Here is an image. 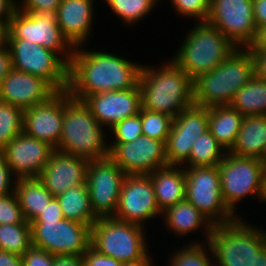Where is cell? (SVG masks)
Returning <instances> with one entry per match:
<instances>
[{
	"label": "cell",
	"instance_id": "cell-1",
	"mask_svg": "<svg viewBox=\"0 0 266 266\" xmlns=\"http://www.w3.org/2000/svg\"><path fill=\"white\" fill-rule=\"evenodd\" d=\"M93 48L84 45L74 48L68 69L67 91L71 97L83 101L95 93L130 90L139 86L143 64L115 51Z\"/></svg>",
	"mask_w": 266,
	"mask_h": 266
},
{
	"label": "cell",
	"instance_id": "cell-2",
	"mask_svg": "<svg viewBox=\"0 0 266 266\" xmlns=\"http://www.w3.org/2000/svg\"><path fill=\"white\" fill-rule=\"evenodd\" d=\"M159 65L143 63L139 87L142 108L175 118L194 104L193 80L171 58Z\"/></svg>",
	"mask_w": 266,
	"mask_h": 266
},
{
	"label": "cell",
	"instance_id": "cell-3",
	"mask_svg": "<svg viewBox=\"0 0 266 266\" xmlns=\"http://www.w3.org/2000/svg\"><path fill=\"white\" fill-rule=\"evenodd\" d=\"M107 132L82 100L64 91L62 132L55 150L89 161L109 157Z\"/></svg>",
	"mask_w": 266,
	"mask_h": 266
},
{
	"label": "cell",
	"instance_id": "cell-4",
	"mask_svg": "<svg viewBox=\"0 0 266 266\" xmlns=\"http://www.w3.org/2000/svg\"><path fill=\"white\" fill-rule=\"evenodd\" d=\"M253 76L250 51L236 48L221 64L193 81L194 104L205 108L228 106Z\"/></svg>",
	"mask_w": 266,
	"mask_h": 266
},
{
	"label": "cell",
	"instance_id": "cell-5",
	"mask_svg": "<svg viewBox=\"0 0 266 266\" xmlns=\"http://www.w3.org/2000/svg\"><path fill=\"white\" fill-rule=\"evenodd\" d=\"M193 24L170 58L194 81L221 64L237 47L207 22Z\"/></svg>",
	"mask_w": 266,
	"mask_h": 266
},
{
	"label": "cell",
	"instance_id": "cell-6",
	"mask_svg": "<svg viewBox=\"0 0 266 266\" xmlns=\"http://www.w3.org/2000/svg\"><path fill=\"white\" fill-rule=\"evenodd\" d=\"M243 217L214 225L209 237L217 266H252L253 259L266 246V230Z\"/></svg>",
	"mask_w": 266,
	"mask_h": 266
},
{
	"label": "cell",
	"instance_id": "cell-7",
	"mask_svg": "<svg viewBox=\"0 0 266 266\" xmlns=\"http://www.w3.org/2000/svg\"><path fill=\"white\" fill-rule=\"evenodd\" d=\"M146 229L114 217L98 218L91 226L90 246L125 265L137 263L151 253Z\"/></svg>",
	"mask_w": 266,
	"mask_h": 266
},
{
	"label": "cell",
	"instance_id": "cell-8",
	"mask_svg": "<svg viewBox=\"0 0 266 266\" xmlns=\"http://www.w3.org/2000/svg\"><path fill=\"white\" fill-rule=\"evenodd\" d=\"M218 169L222 197L228 208L237 217H244V214L240 212L242 210L239 209H241L240 204H243L246 200L249 203L252 199L259 200V204L261 203L263 164L259 159L240 157L227 152L224 159L218 164ZM239 205L240 208H238Z\"/></svg>",
	"mask_w": 266,
	"mask_h": 266
},
{
	"label": "cell",
	"instance_id": "cell-9",
	"mask_svg": "<svg viewBox=\"0 0 266 266\" xmlns=\"http://www.w3.org/2000/svg\"><path fill=\"white\" fill-rule=\"evenodd\" d=\"M184 169L186 200L214 225L227 224L238 218L222 197L218 166L184 167Z\"/></svg>",
	"mask_w": 266,
	"mask_h": 266
},
{
	"label": "cell",
	"instance_id": "cell-10",
	"mask_svg": "<svg viewBox=\"0 0 266 266\" xmlns=\"http://www.w3.org/2000/svg\"><path fill=\"white\" fill-rule=\"evenodd\" d=\"M12 68L46 80L57 92L68 88L69 65L54 51L23 39H7Z\"/></svg>",
	"mask_w": 266,
	"mask_h": 266
},
{
	"label": "cell",
	"instance_id": "cell-11",
	"mask_svg": "<svg viewBox=\"0 0 266 266\" xmlns=\"http://www.w3.org/2000/svg\"><path fill=\"white\" fill-rule=\"evenodd\" d=\"M7 39L29 40L56 52L68 65L74 47L62 35L53 13L14 11L7 27Z\"/></svg>",
	"mask_w": 266,
	"mask_h": 266
},
{
	"label": "cell",
	"instance_id": "cell-12",
	"mask_svg": "<svg viewBox=\"0 0 266 266\" xmlns=\"http://www.w3.org/2000/svg\"><path fill=\"white\" fill-rule=\"evenodd\" d=\"M32 246L53 255H83L90 247L91 227L76 221H33Z\"/></svg>",
	"mask_w": 266,
	"mask_h": 266
},
{
	"label": "cell",
	"instance_id": "cell-13",
	"mask_svg": "<svg viewBox=\"0 0 266 266\" xmlns=\"http://www.w3.org/2000/svg\"><path fill=\"white\" fill-rule=\"evenodd\" d=\"M207 23L237 48L251 47L257 38L253 0H210Z\"/></svg>",
	"mask_w": 266,
	"mask_h": 266
},
{
	"label": "cell",
	"instance_id": "cell-14",
	"mask_svg": "<svg viewBox=\"0 0 266 266\" xmlns=\"http://www.w3.org/2000/svg\"><path fill=\"white\" fill-rule=\"evenodd\" d=\"M125 172L110 158L90 160L86 185L97 218L114 217Z\"/></svg>",
	"mask_w": 266,
	"mask_h": 266
},
{
	"label": "cell",
	"instance_id": "cell-15",
	"mask_svg": "<svg viewBox=\"0 0 266 266\" xmlns=\"http://www.w3.org/2000/svg\"><path fill=\"white\" fill-rule=\"evenodd\" d=\"M161 217L162 211L157 205L150 176L126 175L121 185L114 218L146 228L151 223L150 220L153 223L156 218L158 223Z\"/></svg>",
	"mask_w": 266,
	"mask_h": 266
},
{
	"label": "cell",
	"instance_id": "cell-16",
	"mask_svg": "<svg viewBox=\"0 0 266 266\" xmlns=\"http://www.w3.org/2000/svg\"><path fill=\"white\" fill-rule=\"evenodd\" d=\"M109 157L126 175H148L168 166L165 143L140 136L129 143H108Z\"/></svg>",
	"mask_w": 266,
	"mask_h": 266
},
{
	"label": "cell",
	"instance_id": "cell-17",
	"mask_svg": "<svg viewBox=\"0 0 266 266\" xmlns=\"http://www.w3.org/2000/svg\"><path fill=\"white\" fill-rule=\"evenodd\" d=\"M208 116L209 108L193 104L173 119L165 144L168 165L182 166L189 159L192 145L208 131Z\"/></svg>",
	"mask_w": 266,
	"mask_h": 266
},
{
	"label": "cell",
	"instance_id": "cell-18",
	"mask_svg": "<svg viewBox=\"0 0 266 266\" xmlns=\"http://www.w3.org/2000/svg\"><path fill=\"white\" fill-rule=\"evenodd\" d=\"M83 102L96 120L109 131L118 122L139 113L141 90L138 86L130 90H116L95 93L87 96Z\"/></svg>",
	"mask_w": 266,
	"mask_h": 266
},
{
	"label": "cell",
	"instance_id": "cell-19",
	"mask_svg": "<svg viewBox=\"0 0 266 266\" xmlns=\"http://www.w3.org/2000/svg\"><path fill=\"white\" fill-rule=\"evenodd\" d=\"M63 117L64 91H59L47 102L24 110L23 133L56 149L62 132Z\"/></svg>",
	"mask_w": 266,
	"mask_h": 266
},
{
	"label": "cell",
	"instance_id": "cell-20",
	"mask_svg": "<svg viewBox=\"0 0 266 266\" xmlns=\"http://www.w3.org/2000/svg\"><path fill=\"white\" fill-rule=\"evenodd\" d=\"M54 150L48 143L21 133L3 152L11 172L17 179H22L38 177Z\"/></svg>",
	"mask_w": 266,
	"mask_h": 266
},
{
	"label": "cell",
	"instance_id": "cell-21",
	"mask_svg": "<svg viewBox=\"0 0 266 266\" xmlns=\"http://www.w3.org/2000/svg\"><path fill=\"white\" fill-rule=\"evenodd\" d=\"M95 0H62L55 13L62 35L75 48L90 44L97 16ZM97 7V8H96ZM95 23V24H94ZM88 43V44H87Z\"/></svg>",
	"mask_w": 266,
	"mask_h": 266
},
{
	"label": "cell",
	"instance_id": "cell-22",
	"mask_svg": "<svg viewBox=\"0 0 266 266\" xmlns=\"http://www.w3.org/2000/svg\"><path fill=\"white\" fill-rule=\"evenodd\" d=\"M57 91L44 79L12 69L1 81L0 101L23 111L47 102Z\"/></svg>",
	"mask_w": 266,
	"mask_h": 266
},
{
	"label": "cell",
	"instance_id": "cell-23",
	"mask_svg": "<svg viewBox=\"0 0 266 266\" xmlns=\"http://www.w3.org/2000/svg\"><path fill=\"white\" fill-rule=\"evenodd\" d=\"M88 163L83 157L54 150L37 178L56 197L72 187L86 185Z\"/></svg>",
	"mask_w": 266,
	"mask_h": 266
},
{
	"label": "cell",
	"instance_id": "cell-24",
	"mask_svg": "<svg viewBox=\"0 0 266 266\" xmlns=\"http://www.w3.org/2000/svg\"><path fill=\"white\" fill-rule=\"evenodd\" d=\"M161 219V222L163 221L162 223H164V230L168 234H174L173 236L177 237L176 240L178 239V242L176 245H178L179 240L182 238L185 239L187 236L190 238V235L195 240H191L192 238H190V242L188 240L189 238H187L188 243H206L209 241V237L214 228V224L186 199L167 207L162 212ZM195 233L198 235L197 238L194 237ZM199 235L202 239L205 238L202 240Z\"/></svg>",
	"mask_w": 266,
	"mask_h": 266
},
{
	"label": "cell",
	"instance_id": "cell-25",
	"mask_svg": "<svg viewBox=\"0 0 266 266\" xmlns=\"http://www.w3.org/2000/svg\"><path fill=\"white\" fill-rule=\"evenodd\" d=\"M148 175L154 186L157 205L162 212L186 199V176L183 166L168 165Z\"/></svg>",
	"mask_w": 266,
	"mask_h": 266
},
{
	"label": "cell",
	"instance_id": "cell-26",
	"mask_svg": "<svg viewBox=\"0 0 266 266\" xmlns=\"http://www.w3.org/2000/svg\"><path fill=\"white\" fill-rule=\"evenodd\" d=\"M266 144V115L244 116L235 144L229 153L260 159Z\"/></svg>",
	"mask_w": 266,
	"mask_h": 266
},
{
	"label": "cell",
	"instance_id": "cell-27",
	"mask_svg": "<svg viewBox=\"0 0 266 266\" xmlns=\"http://www.w3.org/2000/svg\"><path fill=\"white\" fill-rule=\"evenodd\" d=\"M243 118L230 105L209 108L208 130L227 152L235 144Z\"/></svg>",
	"mask_w": 266,
	"mask_h": 266
},
{
	"label": "cell",
	"instance_id": "cell-28",
	"mask_svg": "<svg viewBox=\"0 0 266 266\" xmlns=\"http://www.w3.org/2000/svg\"><path fill=\"white\" fill-rule=\"evenodd\" d=\"M15 194L23 217L29 223L33 222L54 198L37 177L17 179Z\"/></svg>",
	"mask_w": 266,
	"mask_h": 266
},
{
	"label": "cell",
	"instance_id": "cell-29",
	"mask_svg": "<svg viewBox=\"0 0 266 266\" xmlns=\"http://www.w3.org/2000/svg\"><path fill=\"white\" fill-rule=\"evenodd\" d=\"M56 198L65 219L86 224L90 227L97 221L98 218L91 208L87 185L72 187L56 196Z\"/></svg>",
	"mask_w": 266,
	"mask_h": 266
},
{
	"label": "cell",
	"instance_id": "cell-30",
	"mask_svg": "<svg viewBox=\"0 0 266 266\" xmlns=\"http://www.w3.org/2000/svg\"><path fill=\"white\" fill-rule=\"evenodd\" d=\"M230 106L243 116L266 115V81L254 75L238 90Z\"/></svg>",
	"mask_w": 266,
	"mask_h": 266
},
{
	"label": "cell",
	"instance_id": "cell-31",
	"mask_svg": "<svg viewBox=\"0 0 266 266\" xmlns=\"http://www.w3.org/2000/svg\"><path fill=\"white\" fill-rule=\"evenodd\" d=\"M106 8L113 12L117 20L122 21L124 29L126 27L135 28L145 18L152 15L161 0H100Z\"/></svg>",
	"mask_w": 266,
	"mask_h": 266
},
{
	"label": "cell",
	"instance_id": "cell-32",
	"mask_svg": "<svg viewBox=\"0 0 266 266\" xmlns=\"http://www.w3.org/2000/svg\"><path fill=\"white\" fill-rule=\"evenodd\" d=\"M227 151L218 143L217 139L206 131L201 134L192 145L189 159L183 167L218 166Z\"/></svg>",
	"mask_w": 266,
	"mask_h": 266
},
{
	"label": "cell",
	"instance_id": "cell-33",
	"mask_svg": "<svg viewBox=\"0 0 266 266\" xmlns=\"http://www.w3.org/2000/svg\"><path fill=\"white\" fill-rule=\"evenodd\" d=\"M183 246L172 248L166 259L169 263L166 266H213L215 264L210 244L206 243H187L182 241ZM175 250V251H174Z\"/></svg>",
	"mask_w": 266,
	"mask_h": 266
},
{
	"label": "cell",
	"instance_id": "cell-34",
	"mask_svg": "<svg viewBox=\"0 0 266 266\" xmlns=\"http://www.w3.org/2000/svg\"><path fill=\"white\" fill-rule=\"evenodd\" d=\"M32 247L30 223L0 224V250L22 256Z\"/></svg>",
	"mask_w": 266,
	"mask_h": 266
},
{
	"label": "cell",
	"instance_id": "cell-35",
	"mask_svg": "<svg viewBox=\"0 0 266 266\" xmlns=\"http://www.w3.org/2000/svg\"><path fill=\"white\" fill-rule=\"evenodd\" d=\"M23 113L21 108L0 101V150L23 133Z\"/></svg>",
	"mask_w": 266,
	"mask_h": 266
},
{
	"label": "cell",
	"instance_id": "cell-36",
	"mask_svg": "<svg viewBox=\"0 0 266 266\" xmlns=\"http://www.w3.org/2000/svg\"><path fill=\"white\" fill-rule=\"evenodd\" d=\"M139 113L143 135L166 144L174 118L164 113L146 110L142 107Z\"/></svg>",
	"mask_w": 266,
	"mask_h": 266
},
{
	"label": "cell",
	"instance_id": "cell-37",
	"mask_svg": "<svg viewBox=\"0 0 266 266\" xmlns=\"http://www.w3.org/2000/svg\"><path fill=\"white\" fill-rule=\"evenodd\" d=\"M163 0H161L162 2ZM170 3L176 15L184 20L190 18L195 23L207 22L210 11V0H164Z\"/></svg>",
	"mask_w": 266,
	"mask_h": 266
},
{
	"label": "cell",
	"instance_id": "cell-38",
	"mask_svg": "<svg viewBox=\"0 0 266 266\" xmlns=\"http://www.w3.org/2000/svg\"><path fill=\"white\" fill-rule=\"evenodd\" d=\"M142 135L140 113H138L113 126L108 131V143H129Z\"/></svg>",
	"mask_w": 266,
	"mask_h": 266
},
{
	"label": "cell",
	"instance_id": "cell-39",
	"mask_svg": "<svg viewBox=\"0 0 266 266\" xmlns=\"http://www.w3.org/2000/svg\"><path fill=\"white\" fill-rule=\"evenodd\" d=\"M29 223L23 217L15 192L0 196V224Z\"/></svg>",
	"mask_w": 266,
	"mask_h": 266
},
{
	"label": "cell",
	"instance_id": "cell-40",
	"mask_svg": "<svg viewBox=\"0 0 266 266\" xmlns=\"http://www.w3.org/2000/svg\"><path fill=\"white\" fill-rule=\"evenodd\" d=\"M62 0H17V8L22 12L30 13H53Z\"/></svg>",
	"mask_w": 266,
	"mask_h": 266
},
{
	"label": "cell",
	"instance_id": "cell-41",
	"mask_svg": "<svg viewBox=\"0 0 266 266\" xmlns=\"http://www.w3.org/2000/svg\"><path fill=\"white\" fill-rule=\"evenodd\" d=\"M53 254L32 246L22 255V266H53Z\"/></svg>",
	"mask_w": 266,
	"mask_h": 266
},
{
	"label": "cell",
	"instance_id": "cell-42",
	"mask_svg": "<svg viewBox=\"0 0 266 266\" xmlns=\"http://www.w3.org/2000/svg\"><path fill=\"white\" fill-rule=\"evenodd\" d=\"M17 178L8 167L5 154L0 150V196L15 192Z\"/></svg>",
	"mask_w": 266,
	"mask_h": 266
},
{
	"label": "cell",
	"instance_id": "cell-43",
	"mask_svg": "<svg viewBox=\"0 0 266 266\" xmlns=\"http://www.w3.org/2000/svg\"><path fill=\"white\" fill-rule=\"evenodd\" d=\"M83 266H125V264L99 253L90 246L83 254Z\"/></svg>",
	"mask_w": 266,
	"mask_h": 266
},
{
	"label": "cell",
	"instance_id": "cell-44",
	"mask_svg": "<svg viewBox=\"0 0 266 266\" xmlns=\"http://www.w3.org/2000/svg\"><path fill=\"white\" fill-rule=\"evenodd\" d=\"M64 219L59 201L54 197L34 221H59Z\"/></svg>",
	"mask_w": 266,
	"mask_h": 266
},
{
	"label": "cell",
	"instance_id": "cell-45",
	"mask_svg": "<svg viewBox=\"0 0 266 266\" xmlns=\"http://www.w3.org/2000/svg\"><path fill=\"white\" fill-rule=\"evenodd\" d=\"M253 15L258 31L266 28V0H253Z\"/></svg>",
	"mask_w": 266,
	"mask_h": 266
},
{
	"label": "cell",
	"instance_id": "cell-46",
	"mask_svg": "<svg viewBox=\"0 0 266 266\" xmlns=\"http://www.w3.org/2000/svg\"><path fill=\"white\" fill-rule=\"evenodd\" d=\"M254 62V75L261 80L266 81V54L260 52H253L249 47L247 48Z\"/></svg>",
	"mask_w": 266,
	"mask_h": 266
},
{
	"label": "cell",
	"instance_id": "cell-47",
	"mask_svg": "<svg viewBox=\"0 0 266 266\" xmlns=\"http://www.w3.org/2000/svg\"><path fill=\"white\" fill-rule=\"evenodd\" d=\"M17 9V0H0V23L7 27L14 11Z\"/></svg>",
	"mask_w": 266,
	"mask_h": 266
},
{
	"label": "cell",
	"instance_id": "cell-48",
	"mask_svg": "<svg viewBox=\"0 0 266 266\" xmlns=\"http://www.w3.org/2000/svg\"><path fill=\"white\" fill-rule=\"evenodd\" d=\"M11 53L8 46L0 48V84L4 77L12 70Z\"/></svg>",
	"mask_w": 266,
	"mask_h": 266
},
{
	"label": "cell",
	"instance_id": "cell-49",
	"mask_svg": "<svg viewBox=\"0 0 266 266\" xmlns=\"http://www.w3.org/2000/svg\"><path fill=\"white\" fill-rule=\"evenodd\" d=\"M53 266H83V255H55Z\"/></svg>",
	"mask_w": 266,
	"mask_h": 266
},
{
	"label": "cell",
	"instance_id": "cell-50",
	"mask_svg": "<svg viewBox=\"0 0 266 266\" xmlns=\"http://www.w3.org/2000/svg\"><path fill=\"white\" fill-rule=\"evenodd\" d=\"M0 266H22V256L0 250Z\"/></svg>",
	"mask_w": 266,
	"mask_h": 266
},
{
	"label": "cell",
	"instance_id": "cell-51",
	"mask_svg": "<svg viewBox=\"0 0 266 266\" xmlns=\"http://www.w3.org/2000/svg\"><path fill=\"white\" fill-rule=\"evenodd\" d=\"M253 52L266 54V28L258 31L257 38L254 44L249 47Z\"/></svg>",
	"mask_w": 266,
	"mask_h": 266
},
{
	"label": "cell",
	"instance_id": "cell-52",
	"mask_svg": "<svg viewBox=\"0 0 266 266\" xmlns=\"http://www.w3.org/2000/svg\"><path fill=\"white\" fill-rule=\"evenodd\" d=\"M261 202L266 204V164H263L261 172Z\"/></svg>",
	"mask_w": 266,
	"mask_h": 266
},
{
	"label": "cell",
	"instance_id": "cell-53",
	"mask_svg": "<svg viewBox=\"0 0 266 266\" xmlns=\"http://www.w3.org/2000/svg\"><path fill=\"white\" fill-rule=\"evenodd\" d=\"M252 266H266V246L253 259Z\"/></svg>",
	"mask_w": 266,
	"mask_h": 266
},
{
	"label": "cell",
	"instance_id": "cell-54",
	"mask_svg": "<svg viewBox=\"0 0 266 266\" xmlns=\"http://www.w3.org/2000/svg\"><path fill=\"white\" fill-rule=\"evenodd\" d=\"M154 255H149L145 260L132 263V264H126L125 266H156V263L154 262ZM155 263V265H154Z\"/></svg>",
	"mask_w": 266,
	"mask_h": 266
},
{
	"label": "cell",
	"instance_id": "cell-55",
	"mask_svg": "<svg viewBox=\"0 0 266 266\" xmlns=\"http://www.w3.org/2000/svg\"><path fill=\"white\" fill-rule=\"evenodd\" d=\"M7 43V26L0 23V48L6 46Z\"/></svg>",
	"mask_w": 266,
	"mask_h": 266
},
{
	"label": "cell",
	"instance_id": "cell-56",
	"mask_svg": "<svg viewBox=\"0 0 266 266\" xmlns=\"http://www.w3.org/2000/svg\"><path fill=\"white\" fill-rule=\"evenodd\" d=\"M259 160L261 161L262 164H266V144H265V148L262 152V156Z\"/></svg>",
	"mask_w": 266,
	"mask_h": 266
}]
</instances>
